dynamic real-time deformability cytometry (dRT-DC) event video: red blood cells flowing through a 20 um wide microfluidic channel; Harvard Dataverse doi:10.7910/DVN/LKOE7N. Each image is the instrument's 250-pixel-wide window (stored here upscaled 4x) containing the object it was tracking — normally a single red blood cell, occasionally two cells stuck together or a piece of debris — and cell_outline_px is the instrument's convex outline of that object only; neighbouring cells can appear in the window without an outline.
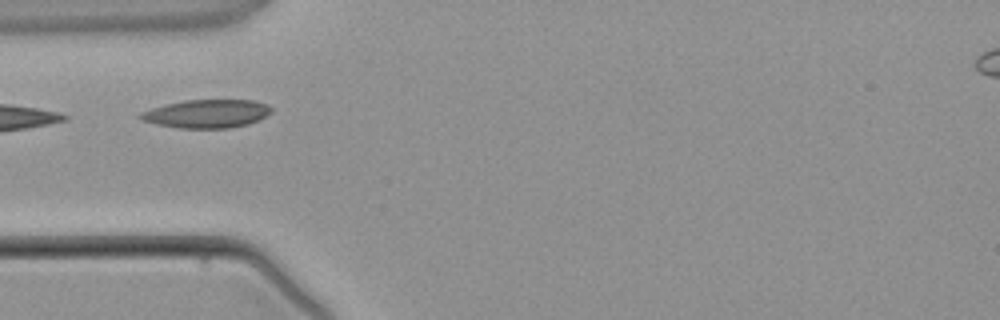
{"species": "common noctule bat (a hibernating species)", "species_latin": "Nyctalus noctula", "temperature_condition": "warm", "stored_images_in_passage": 2, "camera_frame_rate_fps": 3000, "um_per_image_px": 0.085, "animal": {"sex": "male", "body_mass_g": 21.5, "forearm_length_mm": 52.0}, "frame": {"image": 1, "passage_image": 2, "time_ms": 2.0, "image_size_px": [1000, 320], "cell_outline_px": [[272, 112], [260, 120], [248, 124], [228, 128], [176, 128], [156, 124], [144, 120], [136, 116], [140, 112], [152, 108], [184, 100], [252, 100], [268, 104], [272, 108]], "centroid_in_image_um": [17.6, 9.67], "position_along_channel_um": 67.4, "area_um2": 21.68}}